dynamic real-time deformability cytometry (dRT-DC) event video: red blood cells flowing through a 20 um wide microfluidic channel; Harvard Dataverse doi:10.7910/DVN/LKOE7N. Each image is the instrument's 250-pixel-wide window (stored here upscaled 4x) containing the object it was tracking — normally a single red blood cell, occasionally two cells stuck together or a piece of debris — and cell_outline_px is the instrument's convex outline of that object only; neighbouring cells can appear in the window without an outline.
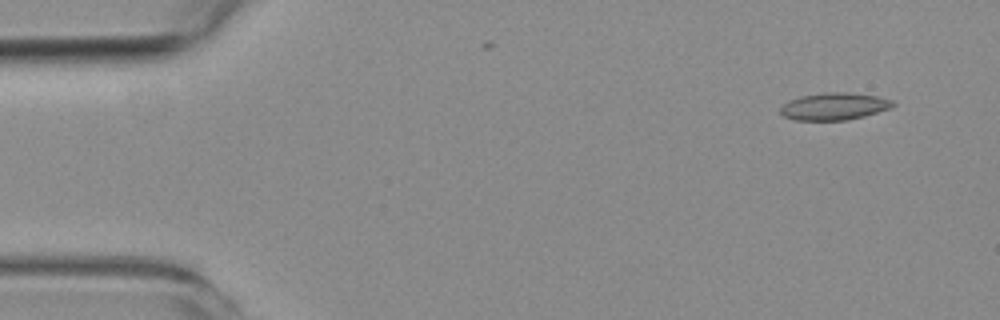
{"species": "common noctule bat (a hibernating species)", "species_latin": "Nyctalus noctula", "temperature_condition": "room temperature", "stored_images_in_passage": 6, "camera_frame_rate_fps": 3000, "um_per_image_px": 0.085, "animal": {"sex": "female", "body_mass_g": 19.3, "forearm_length_mm": 54.1}, "frame": {"image": 1, "passage_image": 1, "time_ms": 0.0, "image_size_px": [1000, 320], "cell_outline_px": [[896, 104], [892, 108], [864, 116], [844, 120], [796, 120], [784, 116], [780, 112], [780, 108], [788, 100], [800, 96], [824, 92], [848, 92], [876, 96], [892, 100]], "centroid_in_image_um": [70.91, 9.03], "position_along_channel_um": 14.1, "area_um2": 17.86}}
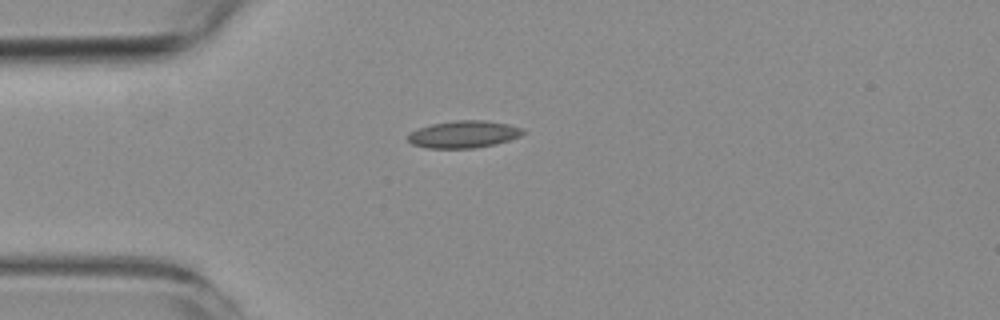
{"frame": {"image": 2, "passage_image": 4, "time_ms": 3.333, "image_size_px": [1000, 320], "cell_outline_px": [[524, 132], [520, 136], [496, 144], [476, 148], [424, 148], [412, 144], [408, 140], [408, 132], [432, 124], [452, 120], [484, 120], [508, 124], [524, 128]], "centroid_in_image_um": [39.4, 11.41], "position_along_channel_um": 45.6, "area_um2": 18.32}}
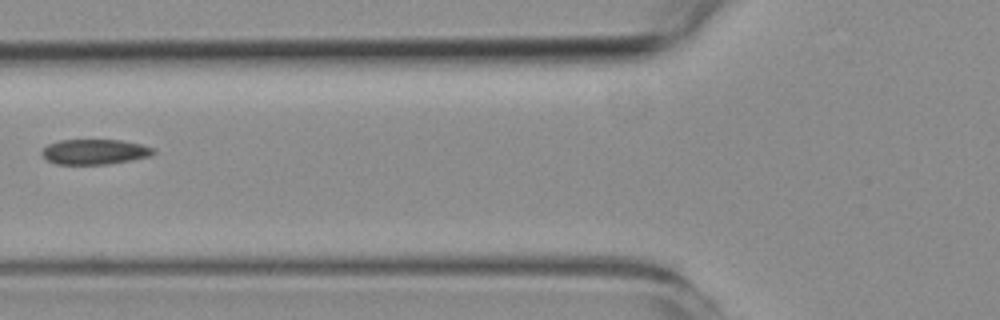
{"frame": {"image": 3, "passage_image": 6, "time_ms": 5.667, "image_size_px": [1000, 320], "cell_outline_px": [[156, 152], [152, 156], [108, 164], [56, 164], [48, 160], [40, 152], [48, 144], [60, 140], [120, 140], [140, 144], [156, 148]], "centroid_in_image_um": [8.08, 12.9], "position_along_channel_um": 117.7, "area_um2": 16.36}}